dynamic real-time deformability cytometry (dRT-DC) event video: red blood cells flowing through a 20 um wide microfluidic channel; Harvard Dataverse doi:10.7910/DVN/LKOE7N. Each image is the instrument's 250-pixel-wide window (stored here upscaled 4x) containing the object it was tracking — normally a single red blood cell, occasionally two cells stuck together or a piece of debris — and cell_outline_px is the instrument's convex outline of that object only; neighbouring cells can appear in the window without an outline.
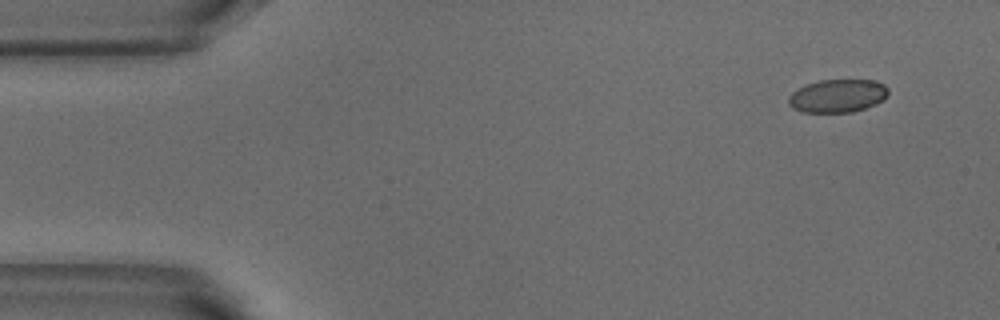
{"species": "common noctule bat (a hibernating species)", "species_latin": "Nyctalus noctula", "temperature_condition": "warm", "stored_images_in_passage": 5, "segment_of_instrument_passage": [1, 2], "camera_frame_rate_fps": 3000, "um_per_image_px": 0.085, "animal": {"sex": "male", "body_mass_g": 18.8}, "frame": {"image": 1, "passage_image": 1, "time_ms": 0.0, "image_size_px": [1000, 320], "cell_outline_px": [[888, 92], [884, 100], [876, 104], [852, 112], [804, 112], [792, 108], [788, 104], [788, 96], [792, 92], [808, 84], [820, 80], [872, 80], [884, 84], [888, 88]], "centroid_in_image_um": [71.2, 8.15], "position_along_channel_um": 13.8, "area_um2": 19.19}}
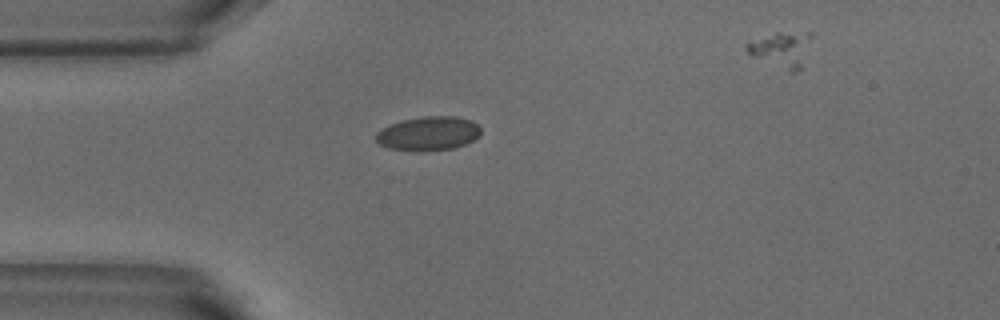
{"frame": {"image": 2, "passage_image": 4, "time_ms": 1.0, "image_size_px": [1000, 320], "cell_outline_px": [[480, 132], [472, 140], [464, 144], [452, 148], [424, 152], [416, 152], [388, 148], [380, 144], [376, 140], [376, 132], [388, 124], [400, 120], [424, 116], [456, 116], [472, 120], [480, 128]], "centroid_in_image_um": [36.36, 11.35], "position_along_channel_um": 48.6, "area_um2": 20.98}}